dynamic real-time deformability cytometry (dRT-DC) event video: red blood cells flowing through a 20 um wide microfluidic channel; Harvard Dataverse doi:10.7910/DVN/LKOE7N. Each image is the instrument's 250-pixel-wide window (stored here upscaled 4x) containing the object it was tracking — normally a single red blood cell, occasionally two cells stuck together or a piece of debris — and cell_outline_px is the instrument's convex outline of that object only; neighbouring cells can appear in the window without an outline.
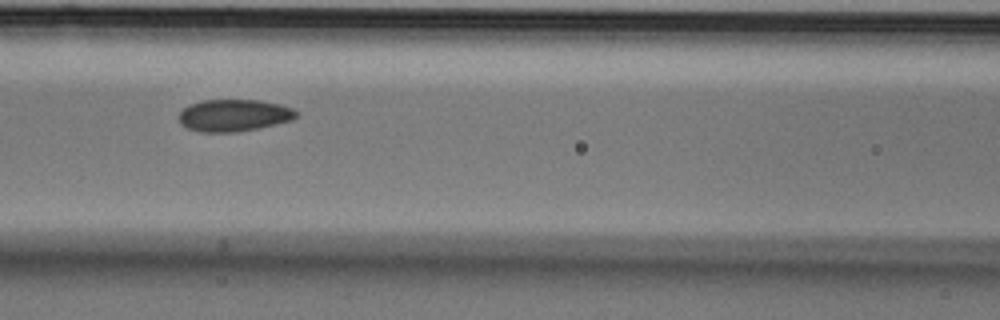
{"species": "Egyptian fruit bat (a non-hibernating species)", "species_latin": "Rousettus aegyptiacus", "temperature_condition": "cold", "stored_images_in_passage": 7, "camera_frame_rate_fps": 3000, "um_per_image_px": 0.085, "animal": {"sex": "male"}, "frame": {"image": 1, "passage_image": 5, "time_ms": 1.333, "image_size_px": [1000, 320], "cell_outline_px": [[300, 116], [292, 120], [260, 128], [236, 132], [200, 132], [188, 128], [180, 124], [176, 116], [188, 104], [204, 100], [260, 100], [280, 104], [292, 108]], "centroid_in_image_um": [19.86, 9.81], "position_along_channel_um": 146.7, "area_um2": 22.2}}
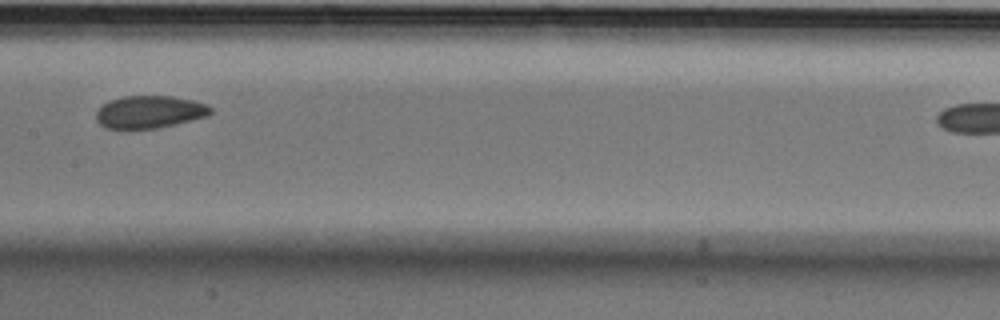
{"frame": {"image": 2, "passage_image": 6, "time_ms": 1.667, "image_size_px": [1000, 320], "cell_outline_px": [[212, 112], [208, 116], [156, 128], [128, 132], [124, 132], [104, 128], [96, 120], [96, 112], [108, 100], [124, 96], [172, 96], [192, 100], [208, 104], [212, 108]], "centroid_in_image_um": [12.65, 9.55], "position_along_channel_um": 194.7, "area_um2": 22.37}}